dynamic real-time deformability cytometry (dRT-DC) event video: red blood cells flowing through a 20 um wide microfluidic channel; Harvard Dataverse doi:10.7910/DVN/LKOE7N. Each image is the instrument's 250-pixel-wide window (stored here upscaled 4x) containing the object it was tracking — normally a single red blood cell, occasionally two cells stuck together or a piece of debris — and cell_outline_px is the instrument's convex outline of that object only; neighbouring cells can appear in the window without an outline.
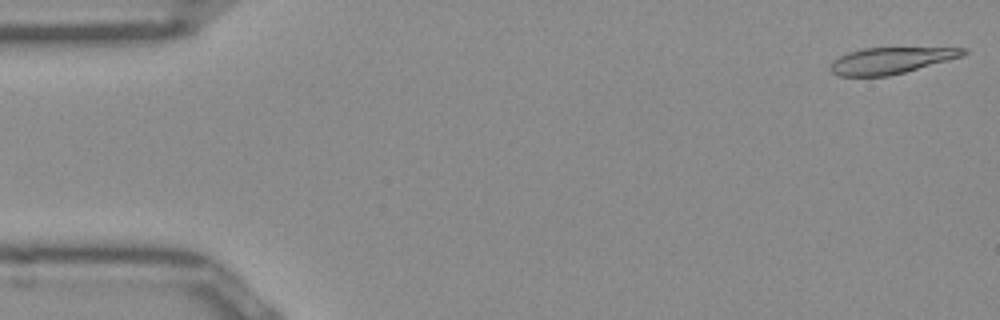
{"species": "Egyptian fruit bat (a non-hibernating species)", "species_latin": "Rousettus aegyptiacus", "temperature_condition": "room temperature", "stored_images_in_passage": 8, "camera_frame_rate_fps": 3000, "um_per_image_px": 0.085, "frame": {"image": 1, "passage_image": 1, "time_ms": 0.0, "image_size_px": [1000, 320], "cell_outline_px": [[968, 52], [960, 56], [904, 72], [888, 76], [836, 76], [828, 68], [828, 64], [832, 60], [848, 52], [864, 48], [968, 48]], "centroid_in_image_um": [75.61, 5.15], "position_along_channel_um": 9.4, "area_um2": 20.17}}